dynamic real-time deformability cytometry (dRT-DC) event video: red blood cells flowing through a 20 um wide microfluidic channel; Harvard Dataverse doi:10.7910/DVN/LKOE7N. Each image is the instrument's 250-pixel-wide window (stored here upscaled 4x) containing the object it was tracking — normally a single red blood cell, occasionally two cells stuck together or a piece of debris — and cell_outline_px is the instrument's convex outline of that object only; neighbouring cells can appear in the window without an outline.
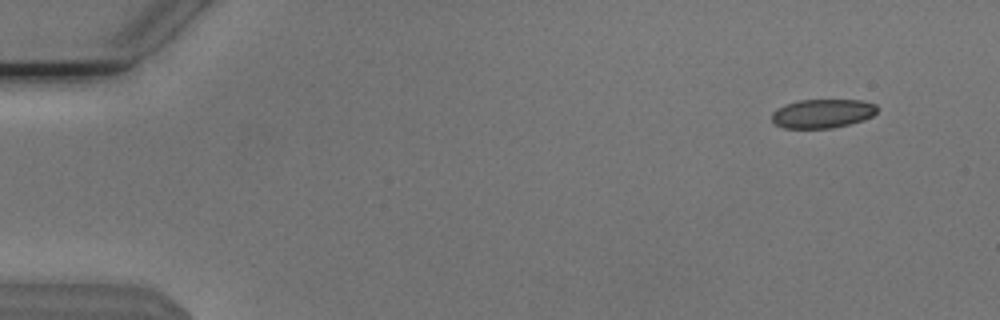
{"species": "Egyptian fruit bat (a non-hibernating species)", "species_latin": "Rousettus aegyptiacus", "temperature_condition": "cold", "stored_images_in_passage": 52, "camera_frame_rate_fps": 3000, "um_per_image_px": 0.085, "animal": {"sex": "male"}, "frame": {"image": 1, "passage_image": 2, "time_ms": 0.333, "image_size_px": [1000, 320], "cell_outline_px": [[880, 108], [872, 116], [848, 124], [832, 128], [784, 128], [776, 124], [772, 120], [772, 112], [776, 108], [784, 104], [800, 100], [864, 100], [876, 104]], "centroid_in_image_um": [69.91, 9.63], "position_along_channel_um": 15.1, "area_um2": 17.8}}
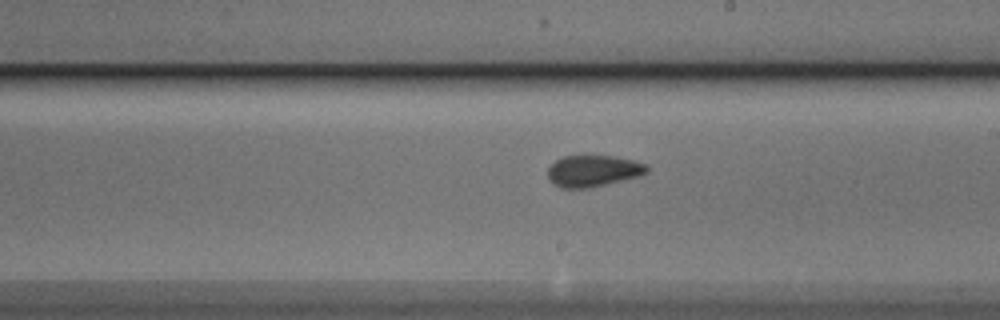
{"frame": {"image": 2, "passage_image": 29, "time_ms": 9.333, "image_size_px": [1000, 320], "cell_outline_px": [[648, 172], [636, 176], [588, 188], [560, 188], [548, 176], [548, 168], [556, 160], [564, 156], [584, 152], [612, 156], [636, 160], [648, 164]], "centroid_in_image_um": [50.41, 14.46], "position_along_channel_um": 238.6, "area_um2": 18.55}}
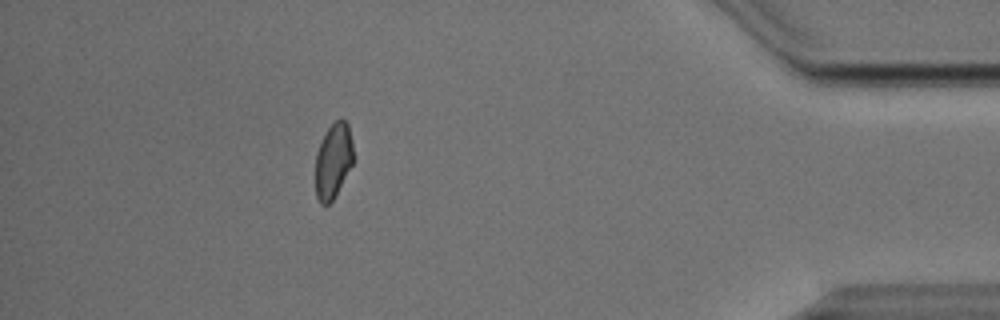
{"frame": {"image": 3, "passage_image": 46, "time_ms": 15.0, "image_size_px": [1000, 320], "cell_outline_px": [[352, 164], [332, 200], [328, 204], [320, 204], [316, 196], [316, 152], [328, 128], [340, 116], [348, 124], [352, 144]], "centroid_in_image_um": [28.31, 13.64], "position_along_channel_um": 406.9, "area_um2": 16.18}, "authors_computed_cell_mechanics": {"area_um2": 18.207, "velocity_mm_per_s": 3.8156, "shape_relaxation_time_tau1_ms": 6.3863, "shape_relaxation_time_tau2_ms": 1.5142, "deformation_change_tau1": 0.1092, "deformation_change_tau2": 0.0431}}